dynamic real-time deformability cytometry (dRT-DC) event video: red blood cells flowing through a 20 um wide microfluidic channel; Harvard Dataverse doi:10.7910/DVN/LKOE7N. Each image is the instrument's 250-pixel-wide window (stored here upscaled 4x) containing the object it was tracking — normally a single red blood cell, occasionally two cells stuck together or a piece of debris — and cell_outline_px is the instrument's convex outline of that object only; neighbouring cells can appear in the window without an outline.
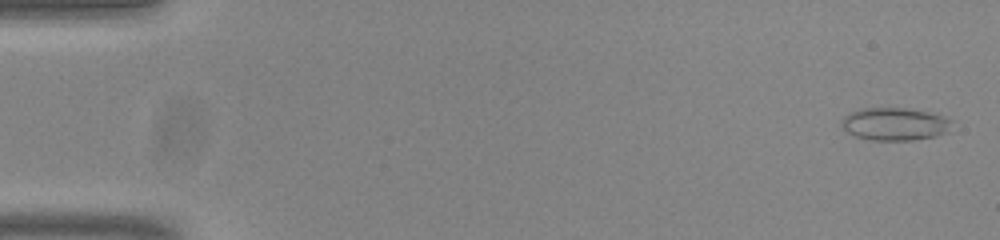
{"species": "common noctule bat (a hibernating species)", "species_latin": "Nyctalus noctula", "temperature_condition": "room temperature", "stored_images_in_passage": 54, "camera_frame_rate_fps": 3000, "um_per_image_px": 0.085, "animal": {"sex": "male", "body_mass_g": 20.0, "forearm_length_mm": 53.3}, "frame": {"image": 1, "passage_image": 2, "time_ms": 0.333, "image_size_px": [1000, 240], "cell_outline_px": [[952, 120], [948, 132], [936, 136], [912, 140], [872, 140], [856, 136], [848, 132], [840, 124], [844, 116], [852, 112], [864, 108], [904, 108], [928, 112]], "centroid_in_image_um": [76.05, 10.55], "position_along_channel_um": 9.0, "area_um2": 20.75}}
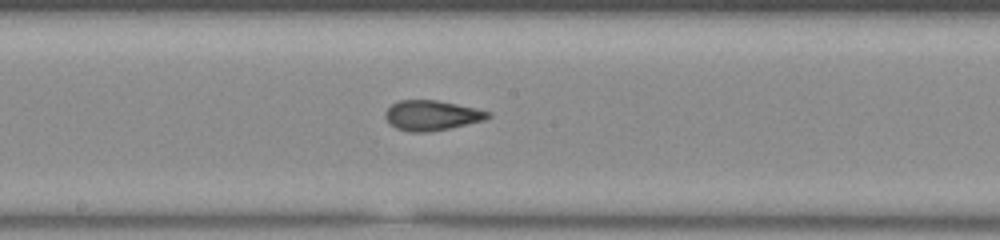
{"frame": {"image": 2, "passage_image": 29, "time_ms": 9.333, "image_size_px": [1000, 240], "cell_outline_px": [[492, 116], [484, 120], [448, 128], [428, 132], [408, 132], [396, 128], [388, 124], [384, 116], [384, 112], [392, 104], [400, 100], [436, 100], [476, 108], [492, 112]], "centroid_in_image_um": [36.67, 9.81], "position_along_channel_um": 211.5, "area_um2": 18.03}}
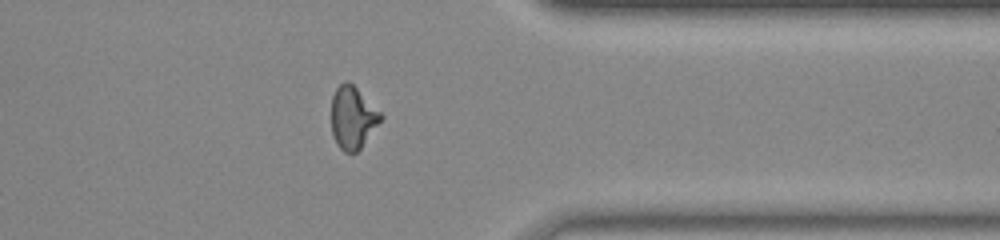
{"frame": {"image": 3, "passage_image": 43, "time_ms": 14.0, "image_size_px": [1000, 240], "cell_outline_px": [[384, 116], [360, 148], [356, 152], [344, 152], [336, 144], [332, 136], [332, 96], [336, 88], [344, 80], [348, 80]], "centroid_in_image_um": [29.95, 9.99], "position_along_channel_um": 381.4, "area_um2": 17.69}, "authors_computed_cell_mechanics": {"area_um2": 18.3804, "velocity_mm_per_s": 3.8354, "shape_relaxation_time_tau1_ms": null, "shape_relaxation_time_tau2_ms": 1.313, "deformation_change_tau1": null, "deformation_change_tau2": 0.0659}}